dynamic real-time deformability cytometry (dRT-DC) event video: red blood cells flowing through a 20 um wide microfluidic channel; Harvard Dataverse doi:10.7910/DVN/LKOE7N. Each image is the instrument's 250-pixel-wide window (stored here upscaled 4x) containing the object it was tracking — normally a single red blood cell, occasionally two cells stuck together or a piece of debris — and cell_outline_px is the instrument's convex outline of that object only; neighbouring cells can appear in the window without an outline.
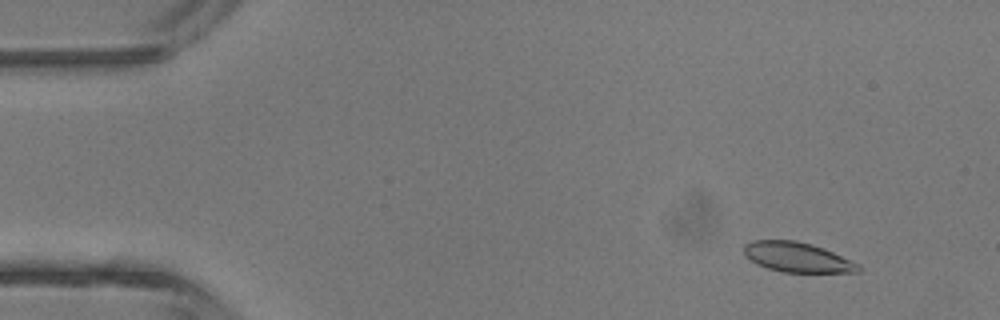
{"species": "common noctule bat (a hibernating species)", "species_latin": "Nyctalus noctula", "temperature_condition": "room temperature", "stored_images_in_passage": 46, "camera_frame_rate_fps": 3000, "um_per_image_px": 0.085, "animal": {"sex": "male", "body_mass_g": 13.3}, "frame": {"image": 1, "passage_image": 5, "time_ms": 1.333, "image_size_px": [1000, 320], "cell_outline_px": [[860, 272], [784, 272], [768, 268], [756, 264], [744, 252], [744, 244], [752, 240], [796, 240], [812, 244], [824, 248], [860, 264]], "centroid_in_image_um": [67.78, 21.85], "position_along_channel_um": 17.2, "area_um2": 19.83}}
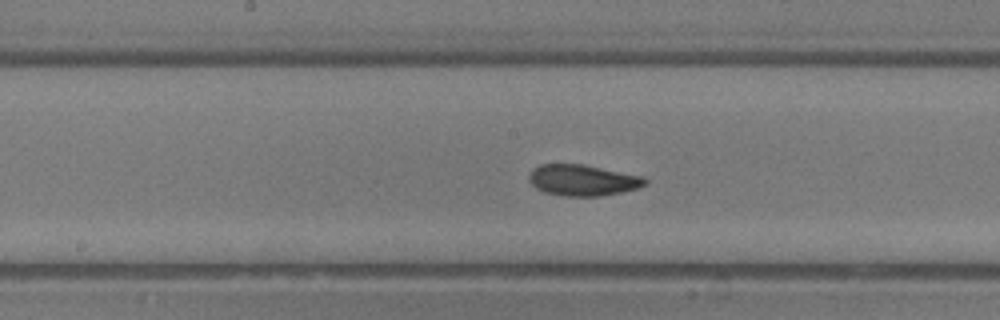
{"frame": {"image": 2, "passage_image": 24, "time_ms": 7.667, "image_size_px": [1000, 320], "cell_outline_px": [[648, 184], [640, 188], [600, 196], [564, 196], [544, 192], [536, 188], [528, 180], [528, 176], [532, 168], [540, 164], [584, 164], [644, 176], [648, 180]], "centroid_in_image_um": [49.55, 15.31], "position_along_channel_um": 198.7, "area_um2": 21.33}}
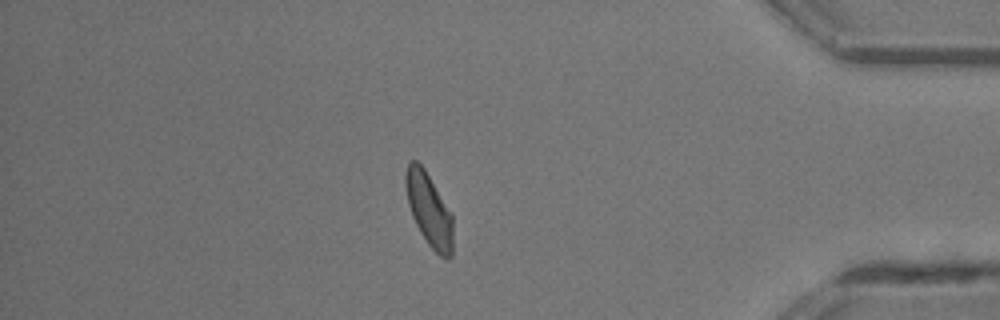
{"frame": {"image": 3, "passage_image": 40, "time_ms": 13.0, "image_size_px": [1000, 320], "cell_outline_px": [[452, 256], [448, 260], [440, 256], [428, 244], [420, 232], [412, 216], [408, 204], [404, 180], [404, 176], [408, 164], [412, 160], [416, 160], [424, 168], [452, 212]], "centroid_in_image_um": [36.47, 17.82], "position_along_channel_um": 398.7, "area_um2": 20.23}, "authors_computed_cell_mechanics": {"area_um2": 20.6635, "velocity_mm_per_s": 4.4832, "shape_relaxation_time_tau1_ms": 3.388, "shape_relaxation_time_tau2_ms": 2.9928, "deformation_change_tau1": 0.1201, "deformation_change_tau2": 0.0786}}